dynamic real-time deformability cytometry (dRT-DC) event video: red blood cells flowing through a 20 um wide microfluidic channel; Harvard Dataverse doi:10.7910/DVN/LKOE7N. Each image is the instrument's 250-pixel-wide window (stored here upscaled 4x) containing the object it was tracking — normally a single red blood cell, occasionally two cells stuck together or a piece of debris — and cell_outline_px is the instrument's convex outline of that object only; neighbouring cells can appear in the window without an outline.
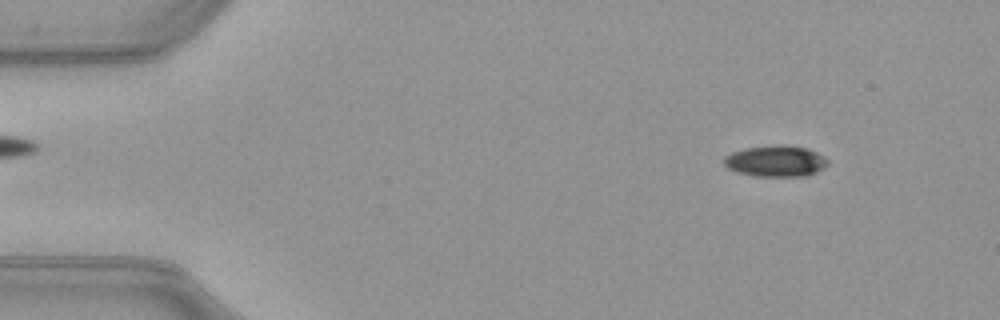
{"species": "common noctule bat (a hibernating species)", "species_latin": "Nyctalus noctula", "temperature_condition": "warm", "stored_images_in_passage": 50, "segment_of_instrument_passage": [1, 2], "camera_frame_rate_fps": 3000, "um_per_image_px": 0.085, "animal": {"sex": "female", "body_mass_g": 21.9}, "frame": {"image": 1, "passage_image": 3, "time_ms": 0.667, "image_size_px": [1000, 320], "cell_outline_px": [[828, 164], [816, 172], [804, 176], [756, 176], [736, 172], [728, 168], [724, 164], [724, 156], [732, 152], [744, 148], [776, 144], [784, 144], [804, 148], [816, 152], [828, 160]], "centroid_in_image_um": [65.9, 13.68], "position_along_channel_um": 19.1, "area_um2": 18.84}}
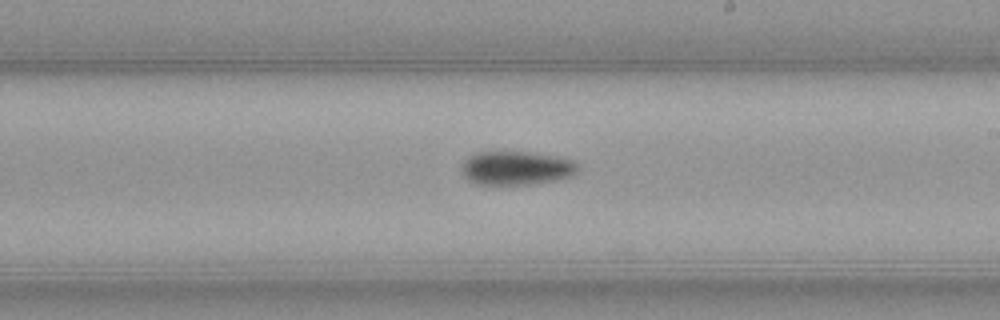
{"frame": {"image": 2, "passage_image": 27, "time_ms": 8.667, "image_size_px": [1000, 320], "cell_outline_px": [[580, 168], [572, 176], [556, 180], [532, 184], [476, 184], [468, 180], [464, 176], [460, 168], [460, 164], [468, 156], [476, 152], [532, 152], [560, 156], [572, 160], [580, 164]], "centroid_in_image_um": [43.9, 14.27], "position_along_channel_um": 245.1, "area_um2": 23.29}}
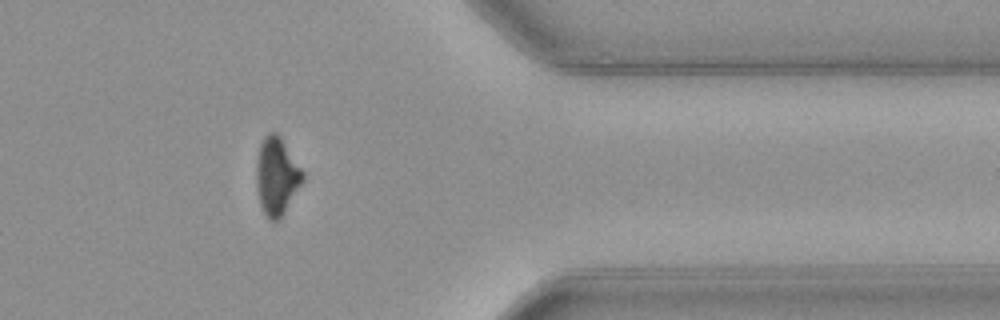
{"frame": {"image": 3, "passage_image": 39, "time_ms": 12.667, "image_size_px": [1000, 320], "cell_outline_px": [[304, 180], [280, 220], [268, 220], [260, 204], [256, 188], [256, 160], [260, 144], [264, 136], [268, 132], [276, 132], [280, 136], [304, 172]], "centroid_in_image_um": [23.51, 14.98], "position_along_channel_um": 387.9, "area_um2": 21.15}}